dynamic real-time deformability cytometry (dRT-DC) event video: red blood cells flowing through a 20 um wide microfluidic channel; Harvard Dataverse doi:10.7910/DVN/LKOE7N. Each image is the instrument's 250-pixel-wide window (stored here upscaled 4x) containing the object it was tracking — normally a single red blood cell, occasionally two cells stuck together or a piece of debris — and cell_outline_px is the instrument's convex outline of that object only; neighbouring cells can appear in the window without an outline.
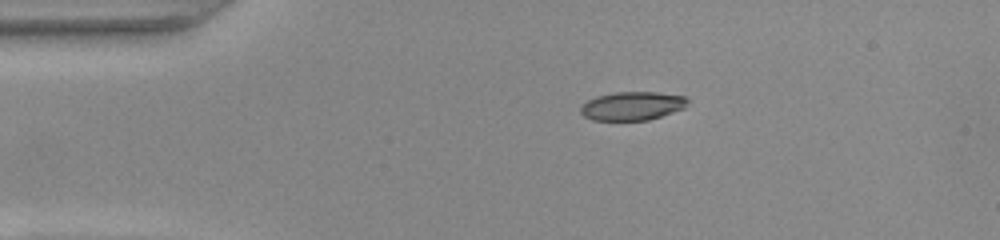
{"species": "common noctule bat (a hibernating species)", "species_latin": "Nyctalus noctula", "temperature_condition": "warm", "stored_images_in_passage": 43, "camera_frame_rate_fps": 3000, "um_per_image_px": 0.085, "animal": {"sex": "female", "body_mass_g": 22.0, "forearm_length_mm": 56.7}, "frame": {"image": 1, "passage_image": 1, "time_ms": 0.0, "image_size_px": [1000, 240], "cell_outline_px": [[688, 100], [684, 108], [648, 120], [592, 120], [584, 116], [580, 112], [580, 104], [596, 96], [616, 92], [656, 92], [688, 96]], "centroid_in_image_um": [53.72, 8.99], "position_along_channel_um": 31.3, "area_um2": 17.86}}
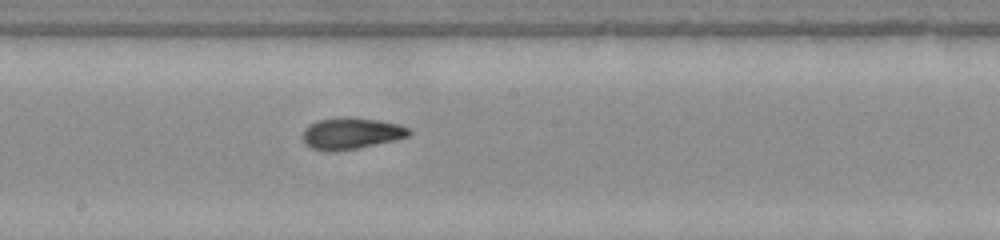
{"frame": {"image": 2, "passage_image": 19, "time_ms": 6.0, "image_size_px": [1000, 240], "cell_outline_px": [[412, 132], [408, 136], [396, 140], [336, 152], [332, 152], [312, 148], [304, 144], [304, 128], [320, 120], [344, 116], [348, 116], [380, 120], [400, 124], [408, 128]], "centroid_in_image_um": [29.88, 11.33], "position_along_channel_um": 218.3, "area_um2": 19.54}}
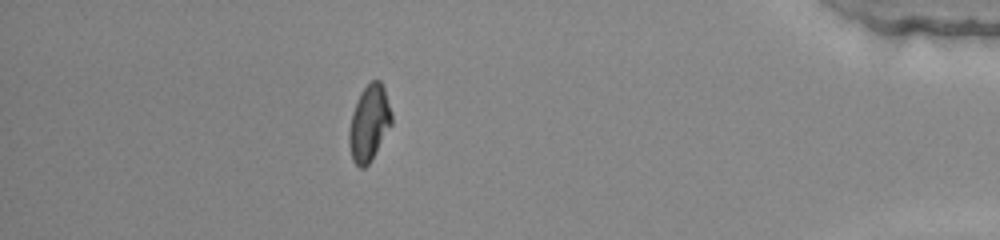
{"frame": {"image": 3, "passage_image": 37, "time_ms": 12.0, "image_size_px": [1000, 240], "cell_outline_px": [[392, 124], [368, 164], [364, 168], [360, 168], [352, 160], [348, 144], [348, 132], [352, 112], [356, 100], [360, 92], [372, 80], [380, 80], [384, 88], [392, 116]], "centroid_in_image_um": [31.35, 10.46], "position_along_channel_um": 403.9, "area_um2": 18.73}, "authors_computed_cell_mechanics": {"area_um2": 18.9584, "velocity_mm_per_s": 3.9009, "shape_relaxation_time_tau1_ms": 5.7283, "shape_relaxation_time_tau2_ms": 1.6058, "deformation_change_tau1": 0.221, "deformation_change_tau2": 0.0738}}